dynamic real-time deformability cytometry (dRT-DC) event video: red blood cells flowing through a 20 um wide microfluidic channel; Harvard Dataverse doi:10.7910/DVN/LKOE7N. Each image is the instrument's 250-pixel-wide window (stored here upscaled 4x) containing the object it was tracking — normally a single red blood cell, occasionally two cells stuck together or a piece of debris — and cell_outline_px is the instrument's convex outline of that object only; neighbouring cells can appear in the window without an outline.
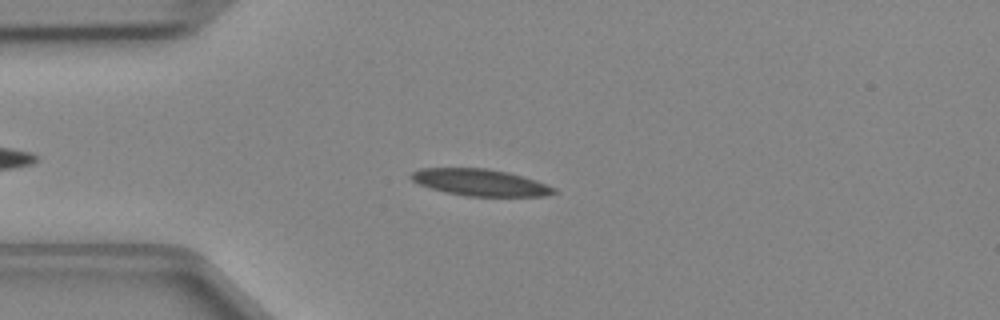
{"species": "Egyptian fruit bat (a non-hibernating species)", "species_latin": "Rousettus aegyptiacus", "temperature_condition": "cold", "stored_images_in_passage": 44, "camera_frame_rate_fps": 3000, "um_per_image_px": 0.085, "animal": {"sex": "female"}, "frame": {"image": 1, "passage_image": 8, "time_ms": 2.333, "image_size_px": [1000, 320], "cell_outline_px": [[556, 192], [544, 196], [464, 196], [444, 192], [420, 184], [412, 180], [408, 176], [412, 172], [420, 168], [488, 168], [508, 172], [536, 180], [556, 188]], "centroid_in_image_um": [40.8, 15.5], "position_along_channel_um": 44.2, "area_um2": 22.25}}
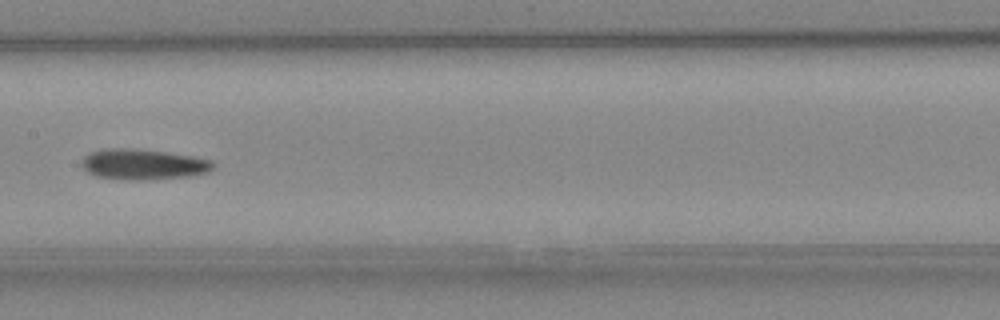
{"frame": {"image": 2, "passage_image": 20, "time_ms": 6.333, "image_size_px": [1000, 320], "cell_outline_px": [[216, 164], [208, 172], [192, 176], [148, 180], [124, 180], [96, 176], [88, 172], [80, 164], [84, 156], [88, 152], [108, 148], [132, 148], [196, 156], [212, 160]], "centroid_in_image_um": [12.18, 13.97], "position_along_channel_um": 195.2, "area_um2": 23.76}}
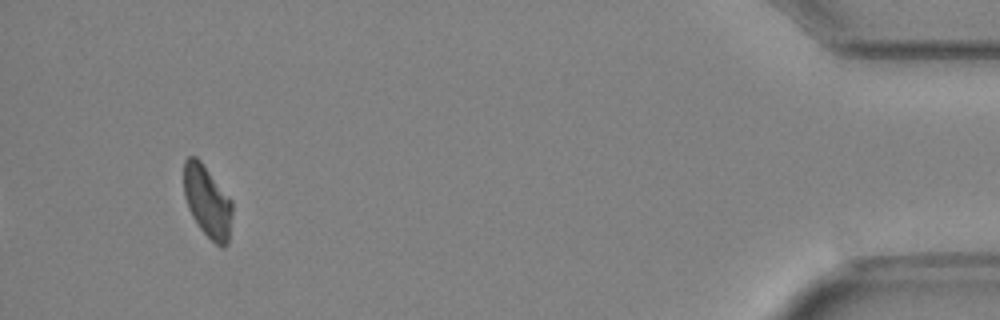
{"frame": {"image": 3, "passage_image": 41, "time_ms": 13.333, "image_size_px": [1000, 320], "cell_outline_px": [[232, 212], [228, 244], [224, 248], [220, 248], [200, 228], [192, 216], [188, 208], [184, 196], [184, 160], [188, 156], [196, 156], [200, 160], [232, 200]], "centroid_in_image_um": [17.63, 17.13], "position_along_channel_um": 417.6, "area_um2": 20.29}}